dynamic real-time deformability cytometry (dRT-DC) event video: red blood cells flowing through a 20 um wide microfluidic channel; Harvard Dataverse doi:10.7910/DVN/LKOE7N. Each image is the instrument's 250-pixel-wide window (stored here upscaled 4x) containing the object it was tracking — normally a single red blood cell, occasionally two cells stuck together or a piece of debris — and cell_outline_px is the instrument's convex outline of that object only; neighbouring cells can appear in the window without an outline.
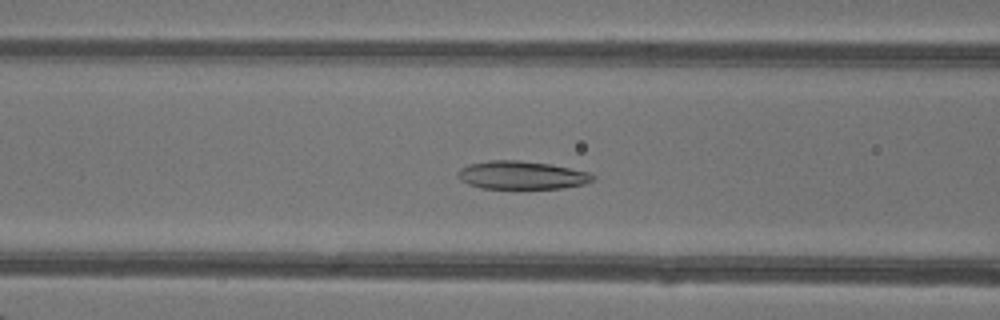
{"species": "common noctule bat (a hibernating species)", "species_latin": "Nyctalus noctula", "temperature_condition": "warm", "stored_images_in_passage": 48, "camera_frame_rate_fps": 3000, "um_per_image_px": 0.085, "animal": {"sex": "female"}, "frame": {"image": 1, "passage_image": 19, "time_ms": 6.0, "image_size_px": [1000, 320], "cell_outline_px": [[596, 180], [584, 184], [560, 188], [480, 188], [468, 184], [460, 180], [456, 176], [456, 172], [460, 168], [468, 164], [488, 160], [520, 160], [548, 164], [588, 172], [596, 176]], "centroid_in_image_um": [44.3, 14.88], "position_along_channel_um": 122.3, "area_um2": 22.2}}
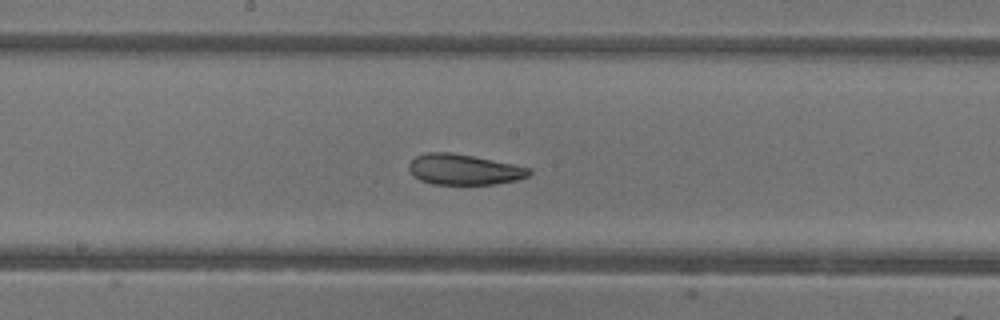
{"frame": {"image": 2, "passage_image": 25, "time_ms": 8.0, "image_size_px": [1000, 320], "cell_outline_px": [[532, 172], [528, 176], [516, 180], [496, 184], [432, 184], [420, 180], [412, 176], [408, 168], [408, 164], [416, 156], [424, 152], [452, 152], [532, 168]], "centroid_in_image_um": [39.4, 14.41], "position_along_channel_um": 208.8, "area_um2": 21.5}}
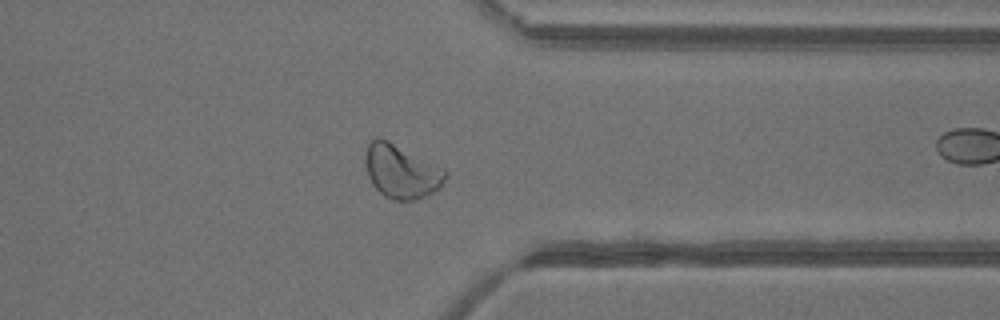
{"frame": {"image": 3, "passage_image": 37, "time_ms": 12.0, "image_size_px": [1000, 320], "cell_outline_px": [[448, 176], [432, 192], [416, 200], [396, 200], [384, 196], [372, 184], [368, 176], [364, 160], [364, 156], [368, 144], [376, 136], [380, 136], [444, 168], [448, 172]], "centroid_in_image_um": [34.08, 14.54], "position_along_channel_um": 377.3, "area_um2": 24.97}, "authors_computed_cell_mechanics": {"area_um2": 25.0852, "velocity_mm_per_s": 4.3144, "shape_relaxation_time_tau1_ms": null, "shape_relaxation_time_tau2_ms": 1.83, "deformation_change_tau1": null, "deformation_change_tau2": 0.0844}}